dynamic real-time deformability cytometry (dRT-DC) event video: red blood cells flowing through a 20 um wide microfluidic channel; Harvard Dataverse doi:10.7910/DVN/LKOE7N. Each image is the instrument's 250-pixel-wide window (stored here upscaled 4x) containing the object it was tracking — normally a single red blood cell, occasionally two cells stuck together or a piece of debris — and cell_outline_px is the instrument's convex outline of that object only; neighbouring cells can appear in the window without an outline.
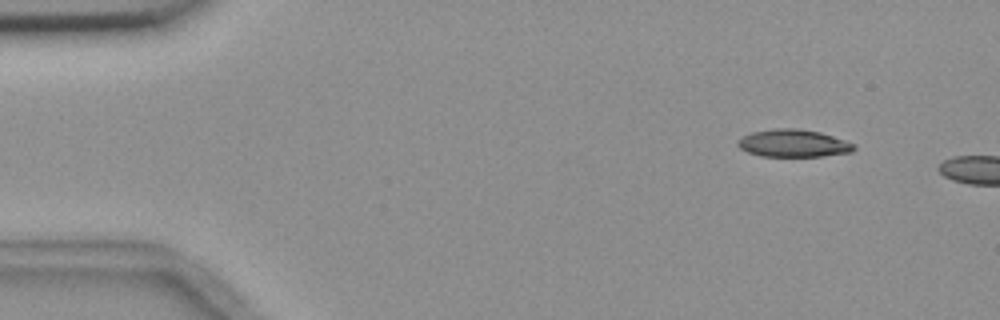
{"species": "common noctule bat (a hibernating species)", "species_latin": "Nyctalus noctula", "temperature_condition": "room temperature", "stored_images_in_passage": 3, "camera_frame_rate_fps": 3000, "um_per_image_px": 0.085, "animal": {"sex": "female", "body_mass_g": 18.4}, "frame": {"image": 1, "passage_image": 1, "time_ms": 0.0, "image_size_px": [1000, 320], "cell_outline_px": [[856, 148], [852, 152], [820, 156], [760, 156], [748, 152], [740, 148], [736, 144], [744, 136], [752, 132], [772, 128], [796, 128], [820, 132], [856, 144]], "centroid_in_image_um": [67.45, 12.17], "position_along_channel_um": 17.6, "area_um2": 18.55}}